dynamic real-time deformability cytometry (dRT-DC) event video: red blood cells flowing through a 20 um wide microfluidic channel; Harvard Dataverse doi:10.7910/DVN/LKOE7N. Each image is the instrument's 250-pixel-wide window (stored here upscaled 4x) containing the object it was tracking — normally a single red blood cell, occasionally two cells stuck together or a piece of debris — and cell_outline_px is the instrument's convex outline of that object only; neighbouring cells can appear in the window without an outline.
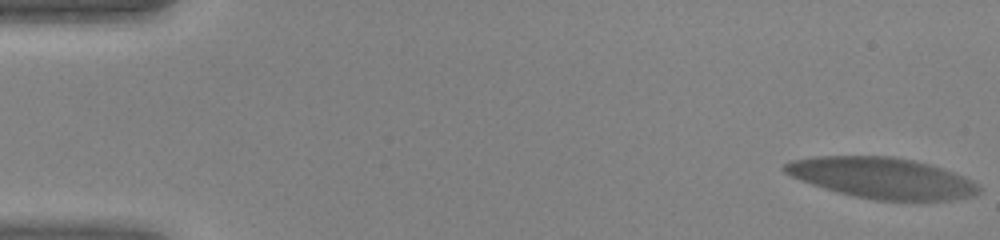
{"species": "human", "species_latin": "Homo sapiens", "temperature_condition": "warm", "stored_images_in_passage": 53, "camera_frame_rate_fps": 3000, "um_per_image_px": 0.085, "donor": {"sex": "female"}, "frame": {"image": 1, "passage_image": 1, "time_ms": 0.0, "image_size_px": [1000, 240], "cell_outline_px": [[980, 192], [976, 196], [952, 200], [876, 200], [856, 196], [824, 188], [800, 180], [784, 172], [780, 168], [784, 164], [792, 160], [816, 156], [892, 156], [912, 160], [928, 164], [952, 172], [972, 180], [980, 188]], "centroid_in_image_um": [74.96, 15.12], "position_along_channel_um": 10.0, "area_um2": 45.95}}
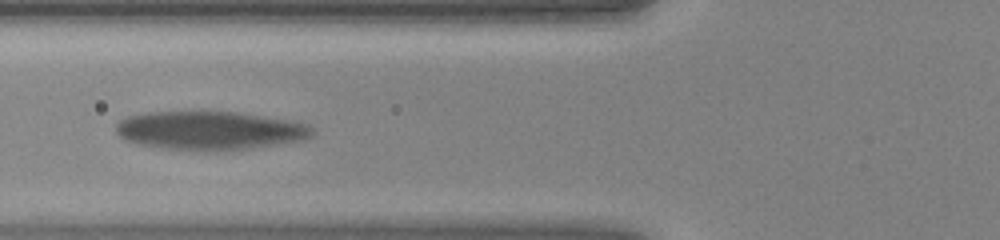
{"frame": {"image": 2, "passage_image": 22, "time_ms": 7.0, "image_size_px": [1000, 240], "cell_outline_px": [[312, 136], [304, 140], [276, 144], [216, 152], [208, 152], [164, 148], [140, 144], [124, 140], [116, 132], [116, 124], [120, 120], [128, 116], [148, 112], [236, 112], [296, 120], [308, 124], [312, 128]], "centroid_in_image_um": [17.86, 11.1], "position_along_channel_um": 107.9, "area_um2": 44.39}}
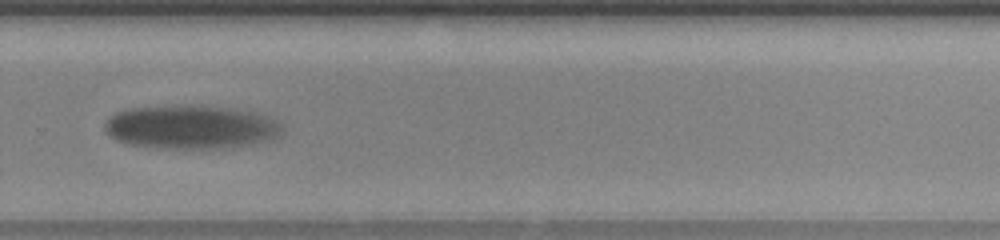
{"frame": {"image": 3, "passage_image": 38, "time_ms": 12.333, "image_size_px": [1000, 240], "cell_outline_px": [[280, 132], [276, 136], [268, 140], [252, 144], [224, 148], [164, 148], [128, 144], [116, 140], [108, 136], [104, 128], [104, 120], [116, 112], [132, 108], [192, 104], [236, 108], [256, 112], [268, 116], [276, 120], [280, 124]], "centroid_in_image_um": [16.19, 10.78], "position_along_channel_um": 313.6, "area_um2": 45.49}}